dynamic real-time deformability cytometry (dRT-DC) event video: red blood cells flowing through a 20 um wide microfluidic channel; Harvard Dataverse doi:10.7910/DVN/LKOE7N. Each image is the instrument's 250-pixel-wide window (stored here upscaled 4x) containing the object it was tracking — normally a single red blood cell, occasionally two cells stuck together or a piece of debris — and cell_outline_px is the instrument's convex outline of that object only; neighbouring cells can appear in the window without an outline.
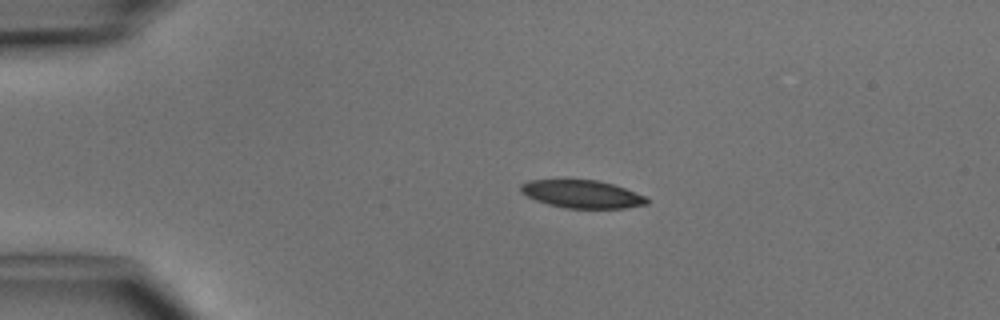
{"species": "common noctule bat (a hibernating species)", "species_latin": "Nyctalus noctula", "temperature_condition": "cold", "stored_images_in_passage": 3, "camera_frame_rate_fps": 3000, "um_per_image_px": 0.085, "animal": {"sex": "male", "body_mass_g": 15.6}, "frame": {"image": 1, "passage_image": 2, "time_ms": 2.0, "image_size_px": [1000, 320], "cell_outline_px": [[648, 204], [624, 208], [564, 208], [548, 204], [536, 200], [520, 192], [520, 184], [528, 180], [596, 180], [612, 184], [624, 188], [644, 196], [648, 200]], "centroid_in_image_um": [49.44, 16.5], "position_along_channel_um": 35.6, "area_um2": 20.29}}